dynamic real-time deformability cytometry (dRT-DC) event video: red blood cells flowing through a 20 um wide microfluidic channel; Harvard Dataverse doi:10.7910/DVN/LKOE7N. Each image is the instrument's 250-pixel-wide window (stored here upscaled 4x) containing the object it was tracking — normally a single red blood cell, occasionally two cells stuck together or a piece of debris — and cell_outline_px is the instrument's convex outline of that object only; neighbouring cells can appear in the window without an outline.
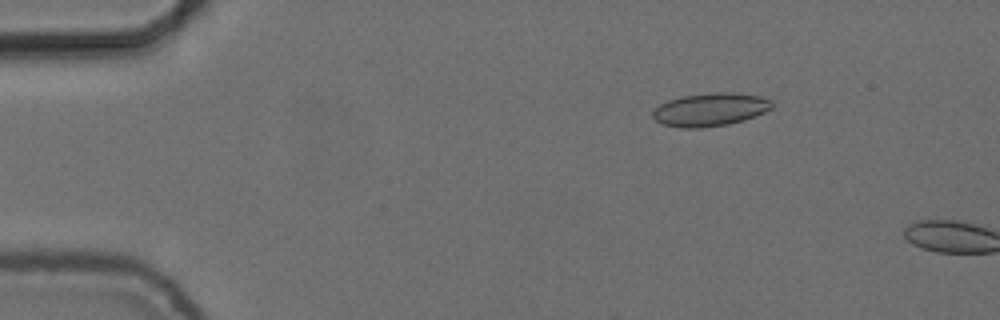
{"species": "common noctule bat (a hibernating species)", "species_latin": "Nyctalus noctula", "temperature_condition": "cold", "stored_images_in_passage": 3, "camera_frame_rate_fps": 3000, "um_per_image_px": 0.085, "animal": {"sex": "female", "body_mass_g": 24.6, "forearm_length_mm": 56.2}, "frame": {"image": 1, "passage_image": 1, "time_ms": 0.0, "image_size_px": [1000, 320], "cell_outline_px": [[772, 108], [756, 116], [744, 120], [728, 124], [700, 128], [680, 128], [660, 124], [652, 116], [652, 112], [660, 104], [668, 100], [680, 96], [716, 92], [736, 92], [760, 96], [772, 100]], "centroid_in_image_um": [60.36, 9.31], "position_along_channel_um": 24.6, "area_um2": 23.24}}